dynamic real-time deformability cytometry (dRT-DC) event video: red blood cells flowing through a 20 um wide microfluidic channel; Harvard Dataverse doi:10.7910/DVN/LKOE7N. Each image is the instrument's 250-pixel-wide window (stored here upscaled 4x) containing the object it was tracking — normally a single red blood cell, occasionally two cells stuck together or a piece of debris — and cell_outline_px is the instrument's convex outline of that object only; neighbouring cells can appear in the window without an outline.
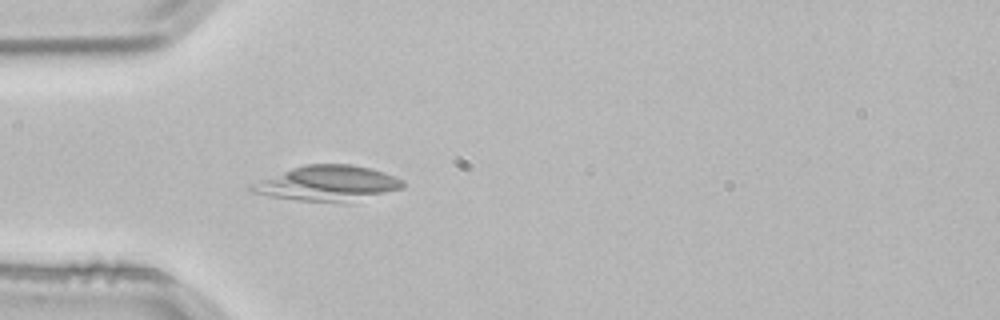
{"species": "common noctule bat (a hibernating species)", "species_latin": "Nyctalus noctula", "temperature_condition": "room temperature", "stored_images_in_passage": 3, "camera_frame_rate_fps": 3000, "um_per_image_px": 0.085, "animal": {"sex": "male", "body_mass_g": 21.5, "forearm_length_mm": 52.0}, "frame": {"image": 1, "passage_image": 3, "time_ms": 0.667, "image_size_px": [1000, 320], "cell_outline_px": [[404, 188], [344, 204], [300, 200], [272, 196], [252, 192], [248, 188], [264, 180], [292, 168], [304, 164], [352, 164], [384, 172], [404, 180]], "centroid_in_image_um": [27.95, 15.6], "position_along_channel_um": 57.0, "area_um2": 30.75}}